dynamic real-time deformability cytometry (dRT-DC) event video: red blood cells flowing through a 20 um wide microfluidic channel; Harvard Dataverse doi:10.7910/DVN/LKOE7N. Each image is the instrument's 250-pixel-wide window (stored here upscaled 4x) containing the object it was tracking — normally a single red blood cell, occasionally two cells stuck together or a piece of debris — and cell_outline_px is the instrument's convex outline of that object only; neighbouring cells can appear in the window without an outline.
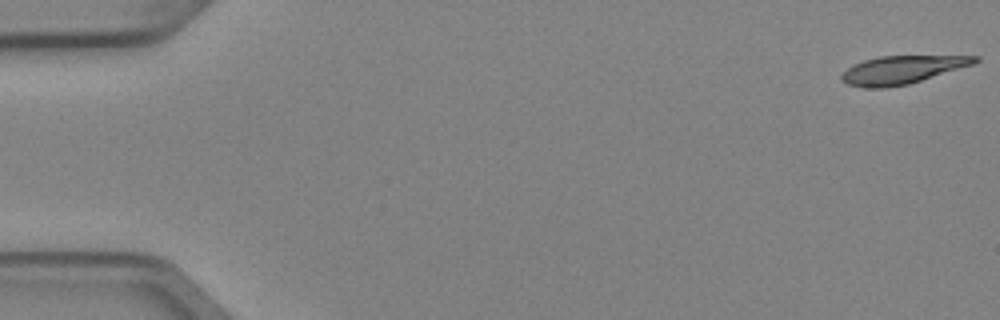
{"species": "Egyptian fruit bat (a non-hibernating species)", "species_latin": "Rousettus aegyptiacus", "temperature_condition": "cold", "stored_images_in_passage": 6, "camera_frame_rate_fps": 3000, "um_per_image_px": 0.085, "animal": {"sex": "female"}, "frame": {"image": 1, "passage_image": 1, "time_ms": 0.0, "image_size_px": [1000, 320], "cell_outline_px": [[980, 60], [972, 64], [908, 84], [884, 88], [864, 88], [848, 84], [840, 80], [840, 76], [848, 68], [864, 60], [880, 56], [980, 56]], "centroid_in_image_um": [76.63, 5.93], "position_along_channel_um": 8.4, "area_um2": 21.39}}
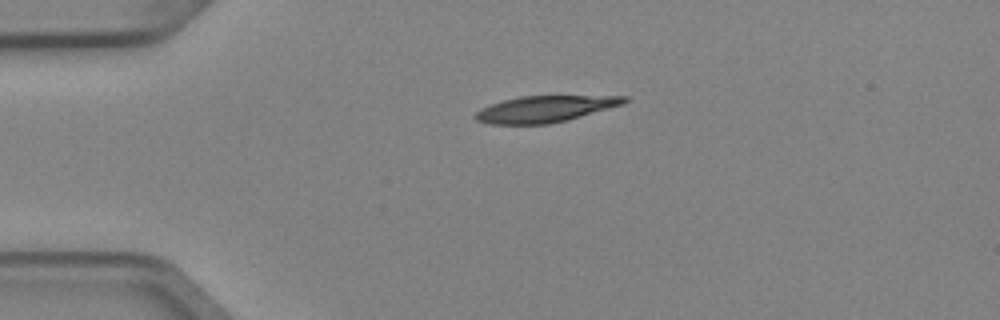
{"frame": {"image": 2, "passage_image": 4, "time_ms": 1.0, "image_size_px": [1000, 320], "cell_outline_px": [[628, 100], [624, 104], [568, 120], [548, 124], [488, 124], [476, 120], [472, 116], [476, 112], [492, 104], [504, 100], [520, 96], [628, 96]], "centroid_in_image_um": [46.34, 9.27], "position_along_channel_um": 38.7, "area_um2": 22.77}}
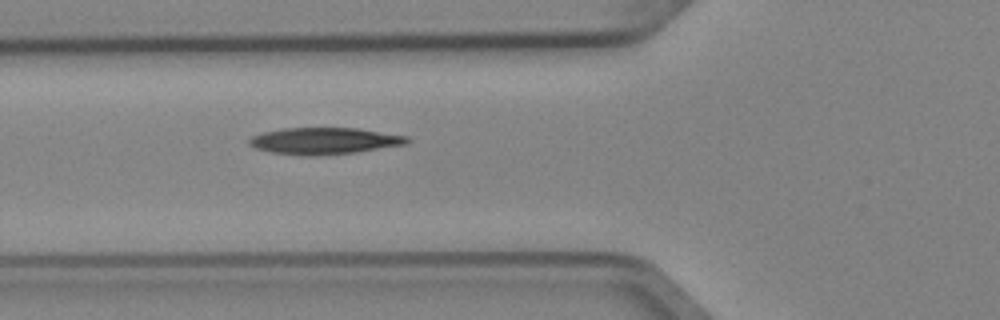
{"frame": {"image": 3, "passage_image": 6, "time_ms": 1.667, "image_size_px": [1000, 320], "cell_outline_px": [[412, 140], [408, 144], [356, 152], [312, 156], [304, 156], [272, 152], [256, 148], [248, 144], [248, 140], [252, 136], [264, 132], [284, 128], [356, 128], [408, 136]], "centroid_in_image_um": [27.59, 11.98], "position_along_channel_um": 98.2, "area_um2": 24.51}}